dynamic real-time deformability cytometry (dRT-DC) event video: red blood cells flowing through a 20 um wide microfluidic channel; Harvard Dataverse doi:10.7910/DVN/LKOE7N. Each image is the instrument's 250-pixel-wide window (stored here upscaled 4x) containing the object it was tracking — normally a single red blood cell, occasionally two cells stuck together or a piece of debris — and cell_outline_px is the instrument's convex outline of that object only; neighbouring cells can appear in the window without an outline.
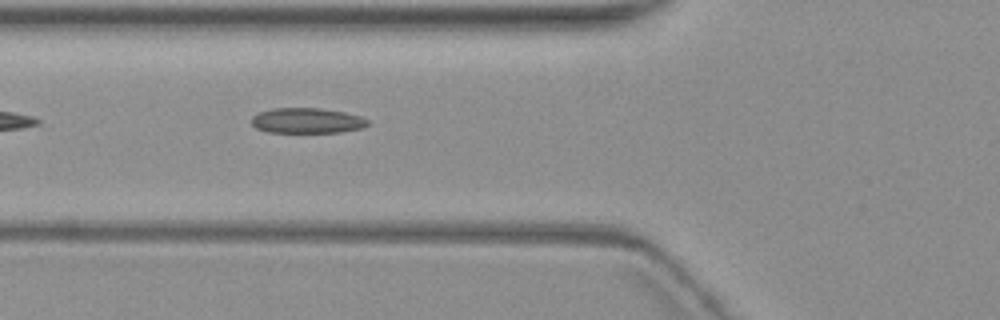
{"species": "common noctule bat (a hibernating species)", "species_latin": "Nyctalus noctula", "temperature_condition": "warm", "stored_images_in_passage": 3, "camera_frame_rate_fps": 3000, "um_per_image_px": 0.085, "animal": {"sex": "female", "body_mass_g": 19.3, "forearm_length_mm": 54.1}, "frame": {"image": 1, "passage_image": 3, "time_ms": 3.333, "image_size_px": [1000, 320], "cell_outline_px": [[368, 124], [364, 128], [340, 132], [268, 132], [256, 128], [252, 124], [252, 116], [260, 112], [272, 108], [320, 108], [344, 112], [360, 116], [368, 120]], "centroid_in_image_um": [26.1, 10.25], "position_along_channel_um": 99.7, "area_um2": 17.11}}